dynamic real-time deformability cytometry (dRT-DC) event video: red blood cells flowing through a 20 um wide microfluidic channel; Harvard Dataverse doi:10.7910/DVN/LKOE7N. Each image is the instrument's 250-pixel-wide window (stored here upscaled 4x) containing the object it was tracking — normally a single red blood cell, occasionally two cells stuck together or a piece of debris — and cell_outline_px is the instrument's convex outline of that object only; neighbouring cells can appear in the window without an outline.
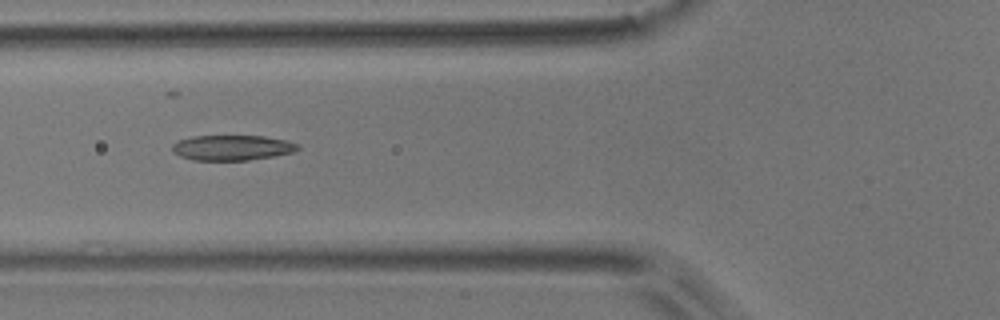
{"species": "common noctule bat (a hibernating species)", "species_latin": "Nyctalus noctula", "temperature_condition": "room temperature", "stored_images_in_passage": 14, "camera_frame_rate_fps": 3000, "um_per_image_px": 0.085, "animal": {"sex": "male", "body_mass_g": 17.9}, "frame": {"image": 1, "passage_image": 5, "time_ms": 1.333, "image_size_px": [1000, 320], "cell_outline_px": [[300, 148], [292, 152], [272, 156], [248, 160], [192, 160], [180, 156], [172, 152], [172, 144], [176, 140], [192, 136], [264, 136], [284, 140], [300, 144]], "centroid_in_image_um": [19.68, 12.55], "position_along_channel_um": 106.1, "area_um2": 18.5}}
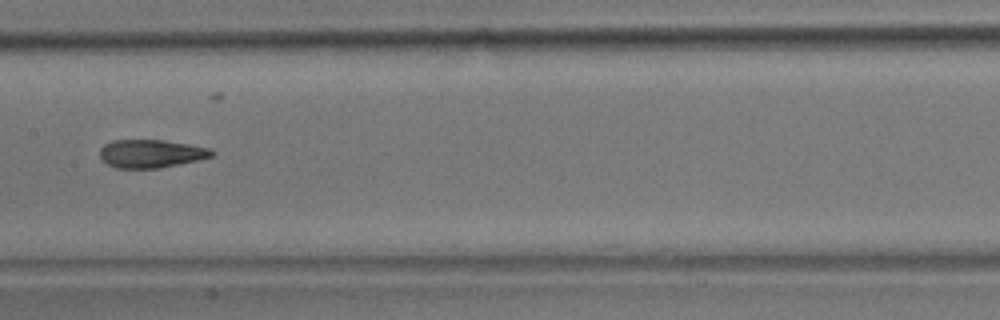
{"frame": {"image": 2, "passage_image": 7, "time_ms": 2.0, "image_size_px": [1000, 320], "cell_outline_px": [[216, 152], [212, 156], [200, 160], [160, 168], [116, 168], [108, 164], [100, 156], [100, 148], [104, 144], [112, 140], [164, 140], [212, 148]], "centroid_in_image_um": [12.88, 13.05], "position_along_channel_um": 194.5, "area_um2": 18.5}}
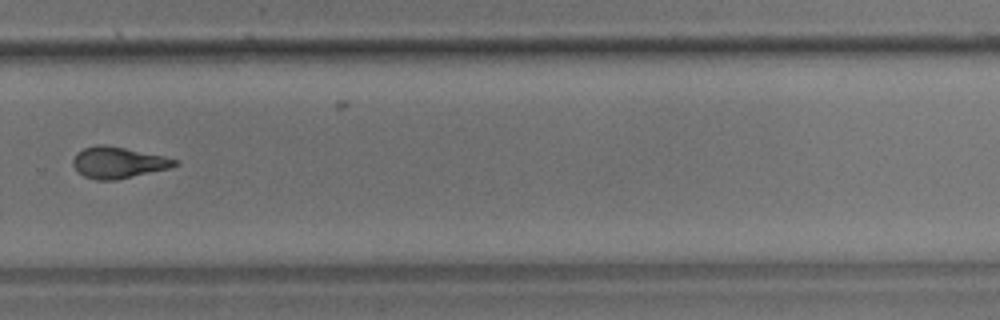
{"frame": {"image": 3, "passage_image": 10, "time_ms": 3.0, "image_size_px": [1000, 320], "cell_outline_px": [[180, 164], [168, 168], [116, 180], [96, 180], [84, 176], [72, 164], [72, 160], [76, 152], [84, 148], [96, 144], [104, 144], [164, 156], [180, 160]], "centroid_in_image_um": [10.04, 13.81], "position_along_channel_um": 319.8, "area_um2": 18.5}}